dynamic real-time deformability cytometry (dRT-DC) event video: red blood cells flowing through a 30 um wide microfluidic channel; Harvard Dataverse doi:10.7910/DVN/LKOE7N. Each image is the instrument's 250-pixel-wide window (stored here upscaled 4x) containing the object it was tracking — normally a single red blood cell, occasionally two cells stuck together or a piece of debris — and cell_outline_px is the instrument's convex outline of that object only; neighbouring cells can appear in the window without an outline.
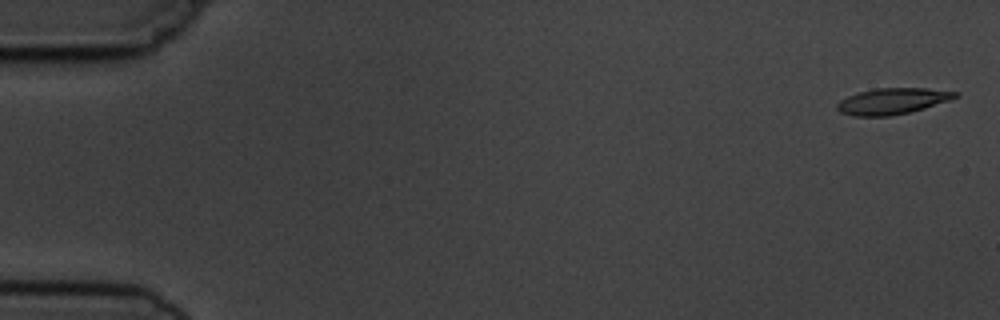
{"species": "common noctule bat (a hibernating species)", "species_latin": "Nyctalus noctula", "temperature_condition": "cold", "stored_images_in_passage": 5, "camera_frame_rate_fps": 3000, "um_per_image_px": 0.085, "animal": {"sex": "male", "body_mass_g": 19.5, "forearm_length_mm": 54.6}, "frame": {"image": 1, "passage_image": 1, "time_ms": 0.0, "image_size_px": [1000, 320], "cell_outline_px": [[960, 96], [952, 100], [924, 108], [892, 116], [852, 116], [840, 112], [836, 108], [836, 104], [840, 100], [848, 96], [860, 92], [876, 88], [924, 88], [960, 92]], "centroid_in_image_um": [75.88, 8.6], "position_along_channel_um": 9.1, "area_um2": 18.09}}
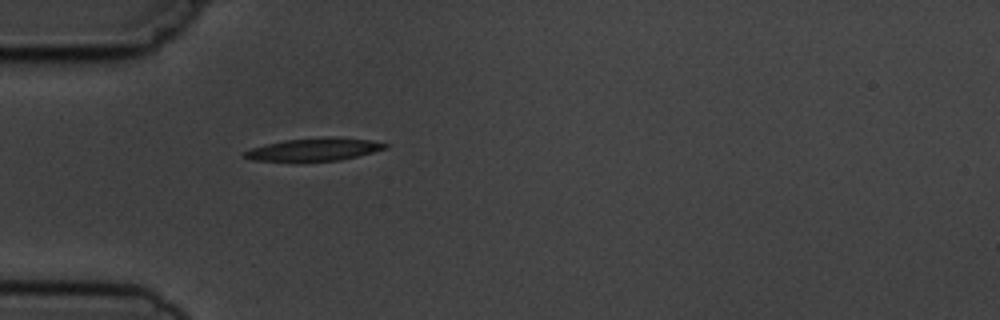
{"frame": {"image": 2, "passage_image": 5, "time_ms": 5.0, "image_size_px": [1000, 320], "cell_outline_px": [[388, 148], [340, 160], [300, 164], [296, 164], [252, 160], [240, 156], [244, 152], [252, 148], [284, 140], [328, 136], [340, 136], [372, 140], [388, 144]], "centroid_in_image_um": [26.65, 12.74], "position_along_channel_um": 58.3, "area_um2": 19.77}}